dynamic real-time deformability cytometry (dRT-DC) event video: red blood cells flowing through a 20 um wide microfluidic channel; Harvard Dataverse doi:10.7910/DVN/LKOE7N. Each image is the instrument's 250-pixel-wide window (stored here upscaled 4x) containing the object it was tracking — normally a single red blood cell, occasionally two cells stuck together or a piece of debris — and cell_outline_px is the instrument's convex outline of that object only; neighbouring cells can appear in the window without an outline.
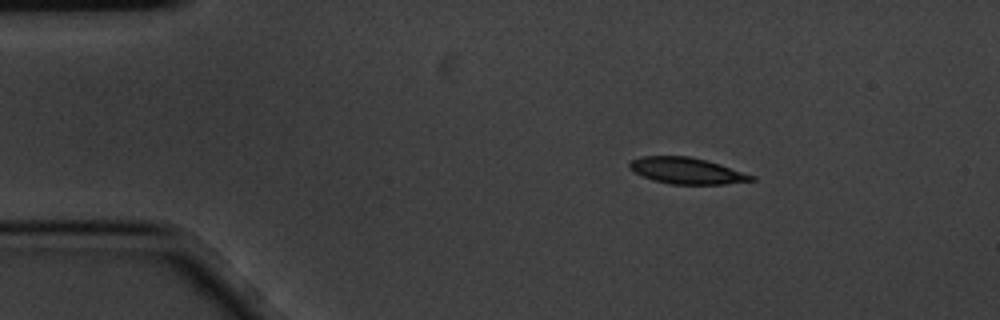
{"species": "common noctule bat (a hibernating species)", "species_latin": "Nyctalus noctula", "temperature_condition": "cold", "stored_images_in_passage": 3, "camera_frame_rate_fps": 3000, "um_per_image_px": 0.085, "animal": {"sex": "male", "body_mass_g": 20.1, "forearm_length_mm": 53.5}, "frame": {"image": 1, "passage_image": 1, "time_ms": 0.0, "image_size_px": [1000, 320], "cell_outline_px": [[756, 180], [724, 184], [668, 184], [652, 180], [628, 168], [628, 164], [632, 160], [644, 156], [688, 156], [720, 164], [756, 176]], "centroid_in_image_um": [58.39, 14.52], "position_along_channel_um": 26.6, "area_um2": 18.55}}